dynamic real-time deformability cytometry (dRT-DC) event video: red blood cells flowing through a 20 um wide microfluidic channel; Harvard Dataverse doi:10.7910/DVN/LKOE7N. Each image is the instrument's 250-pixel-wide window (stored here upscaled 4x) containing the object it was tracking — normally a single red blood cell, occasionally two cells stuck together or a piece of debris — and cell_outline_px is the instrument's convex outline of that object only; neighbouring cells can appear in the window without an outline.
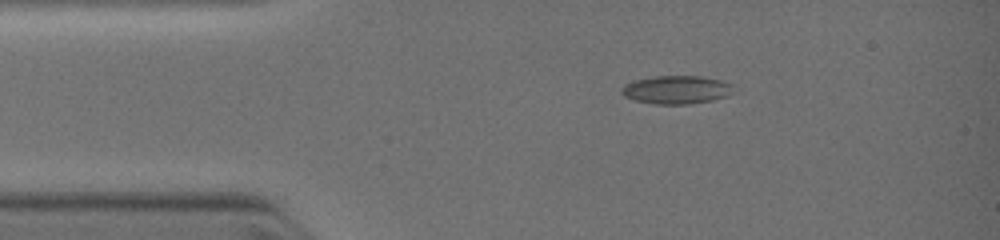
{"species": "common noctule bat (a hibernating species)", "species_latin": "Nyctalus noctula", "temperature_condition": "warm", "stored_images_in_passage": 2, "camera_frame_rate_fps": 3000, "um_per_image_px": 0.085, "animal": {"sex": "female", "body_mass_g": 19.0, "forearm_length_mm": 51.5}, "frame": {"image": 1, "passage_image": 1, "time_ms": 0.0, "image_size_px": [1000, 240], "cell_outline_px": [[740, 92], [728, 96], [712, 100], [688, 104], [656, 104], [636, 100], [624, 96], [620, 92], [620, 88], [624, 84], [632, 80], [652, 76], [700, 76], [720, 80], [732, 84]], "centroid_in_image_um": [57.55, 7.62], "position_along_channel_um": 27.5, "area_um2": 18.84}}